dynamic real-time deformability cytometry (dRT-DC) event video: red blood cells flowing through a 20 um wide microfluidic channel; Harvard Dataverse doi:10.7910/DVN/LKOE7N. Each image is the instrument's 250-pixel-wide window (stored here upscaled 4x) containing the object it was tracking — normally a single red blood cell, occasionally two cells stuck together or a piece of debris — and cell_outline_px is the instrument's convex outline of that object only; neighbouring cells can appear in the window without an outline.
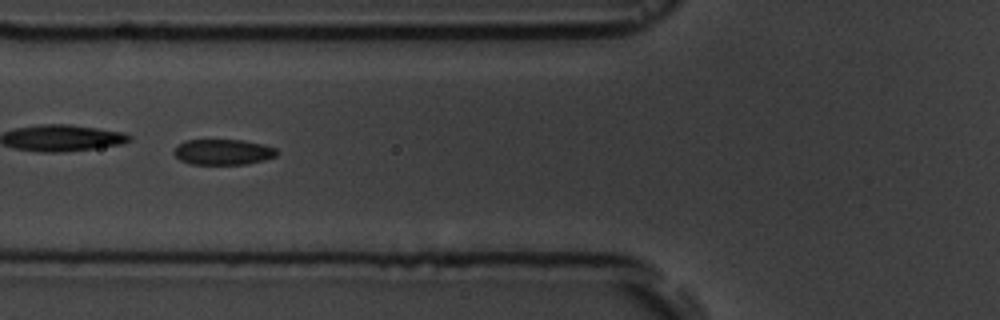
{"species": "common noctule bat (a hibernating species)", "species_latin": "Nyctalus noctula", "temperature_condition": "room temperature", "stored_images_in_passage": 3, "camera_frame_rate_fps": 3000, "um_per_image_px": 0.085, "animal": {"sex": "male", "body_mass_g": 19.5, "forearm_length_mm": 54.6}, "frame": {"image": 1, "passage_image": 3, "time_ms": 2.333, "image_size_px": [1000, 320], "cell_outline_px": [[280, 152], [276, 156], [264, 160], [248, 164], [192, 164], [180, 160], [172, 152], [184, 140], [244, 140], [264, 144], [276, 148]], "centroid_in_image_um": [19.01, 12.92], "position_along_channel_um": 106.8, "area_um2": 15.43}}